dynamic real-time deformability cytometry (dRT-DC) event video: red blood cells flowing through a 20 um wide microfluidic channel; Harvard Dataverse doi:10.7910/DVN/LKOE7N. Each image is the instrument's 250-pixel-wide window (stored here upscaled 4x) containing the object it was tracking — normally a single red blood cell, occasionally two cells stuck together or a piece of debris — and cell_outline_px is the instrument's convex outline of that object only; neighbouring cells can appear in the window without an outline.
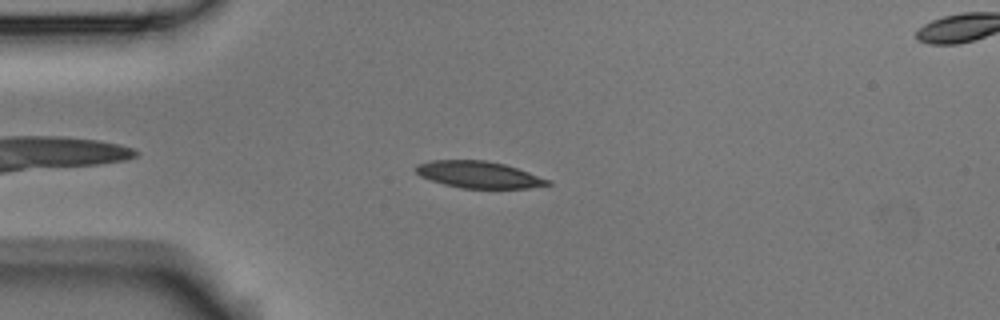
{"species": "Egyptian fruit bat (a non-hibernating species)", "species_latin": "Rousettus aegyptiacus", "temperature_condition": "room temperature", "stored_images_in_passage": 47, "camera_frame_rate_fps": 3000, "um_per_image_px": 0.085, "animal": {"sex": "male"}, "frame": {"image": 1, "passage_image": 7, "time_ms": 2.0, "image_size_px": [1000, 320], "cell_outline_px": [[552, 184], [528, 188], [460, 188], [444, 184], [420, 176], [416, 172], [416, 164], [432, 160], [484, 160], [504, 164], [552, 180]], "centroid_in_image_um": [40.7, 14.84], "position_along_channel_um": 44.3, "area_um2": 20.46}}
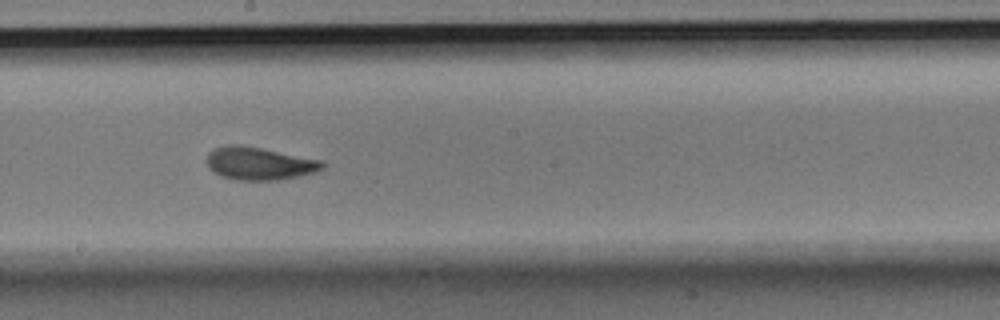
{"frame": {"image": 2, "passage_image": 23, "time_ms": 7.333, "image_size_px": [1000, 320], "cell_outline_px": [[324, 168], [316, 172], [280, 180], [236, 180], [220, 176], [212, 172], [208, 168], [208, 152], [212, 148], [228, 144], [240, 144], [324, 160]], "centroid_in_image_um": [22.03, 13.89], "position_along_channel_um": 226.2, "area_um2": 22.43}}
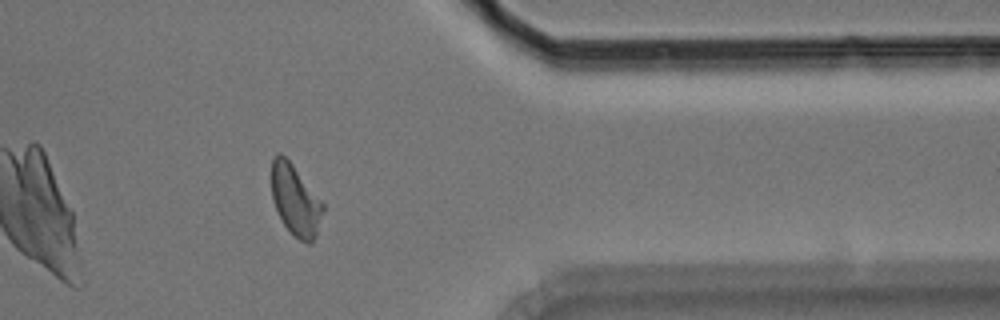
{"frame": {"image": 3, "passage_image": 37, "time_ms": 12.0, "image_size_px": [1000, 320], "cell_outline_px": [[324, 208], [316, 236], [312, 244], [308, 244], [300, 240], [284, 224], [272, 200], [272, 156], [276, 152], [280, 152], [292, 164], [324, 204]], "centroid_in_image_um": [25.11, 17.0], "position_along_channel_um": 386.3, "area_um2": 20.92}, "authors_computed_cell_mechanics": {"area_um2": 21.3282, "velocity_mm_per_s": 3.7526, "shape_relaxation_time_tau1_ms": 4.1217, "shape_relaxation_time_tau2_ms": 1.7905, "deformation_change_tau1": 0.162, "deformation_change_tau2": 0.086}}